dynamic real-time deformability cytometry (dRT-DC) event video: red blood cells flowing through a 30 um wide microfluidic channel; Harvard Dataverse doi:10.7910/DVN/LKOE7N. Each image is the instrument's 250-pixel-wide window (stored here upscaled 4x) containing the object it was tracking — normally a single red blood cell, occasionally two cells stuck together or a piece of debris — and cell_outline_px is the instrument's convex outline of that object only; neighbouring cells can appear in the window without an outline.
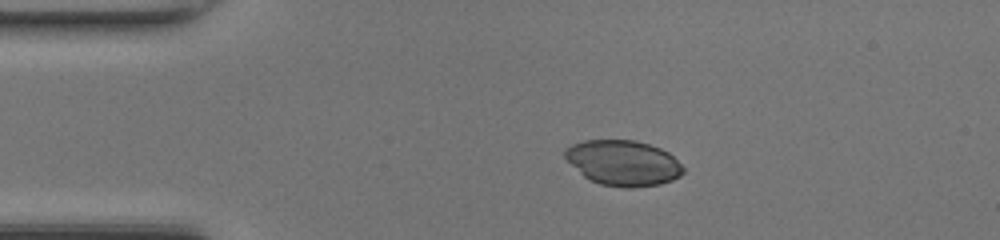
{"species": "common noctule bat (a hibernating species)", "species_latin": "Nyctalus noctula", "temperature_condition": "room temperature", "stored_images_in_passage": 47, "camera_frame_rate_fps": 3000, "um_per_image_px": 0.085, "animal": {"sex": "female", "body_mass_g": 17.0, "forearm_length_mm": 48.0}, "frame": {"image": 1, "passage_image": 9, "time_ms": 2.667, "image_size_px": [1000, 240], "cell_outline_px": [[684, 172], [680, 176], [672, 180], [660, 184], [632, 188], [624, 188], [600, 184], [584, 176], [564, 156], [564, 152], [572, 144], [584, 140], [636, 140], [660, 148], [668, 152], [684, 168]], "centroid_in_image_um": [52.99, 13.85], "position_along_channel_um": 32.0, "area_um2": 31.04}}
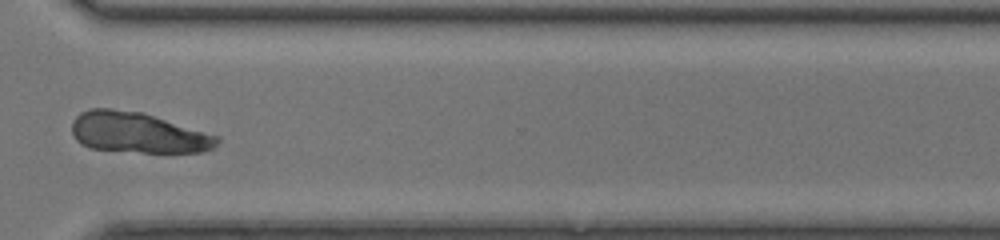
{"frame": {"image": 2, "passage_image": 35, "time_ms": 11.333, "image_size_px": [1000, 240], "cell_outline_px": [[220, 140], [212, 148], [204, 152], [140, 152], [92, 148], [80, 144], [76, 140], [72, 132], [72, 120], [80, 112], [88, 108], [108, 108], [140, 112], [220, 136]], "centroid_in_image_um": [11.69, 11.27], "position_along_channel_um": 358.9, "area_um2": 34.22}}
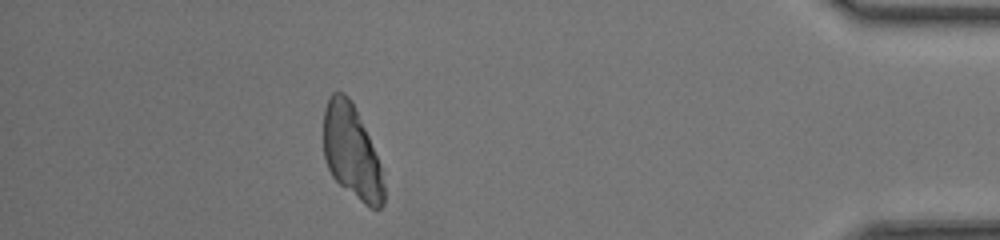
{"frame": {"image": 3, "passage_image": 42, "time_ms": 13.667, "image_size_px": [1000, 240], "cell_outline_px": [[384, 204], [380, 208], [372, 208], [364, 204], [340, 184], [332, 176], [328, 168], [324, 156], [324, 108], [328, 96], [332, 92], [344, 92], [348, 96], [368, 136], [380, 164], [384, 184]], "centroid_in_image_um": [29.87, 12.92], "position_along_channel_um": 405.3, "area_um2": 32.43}}